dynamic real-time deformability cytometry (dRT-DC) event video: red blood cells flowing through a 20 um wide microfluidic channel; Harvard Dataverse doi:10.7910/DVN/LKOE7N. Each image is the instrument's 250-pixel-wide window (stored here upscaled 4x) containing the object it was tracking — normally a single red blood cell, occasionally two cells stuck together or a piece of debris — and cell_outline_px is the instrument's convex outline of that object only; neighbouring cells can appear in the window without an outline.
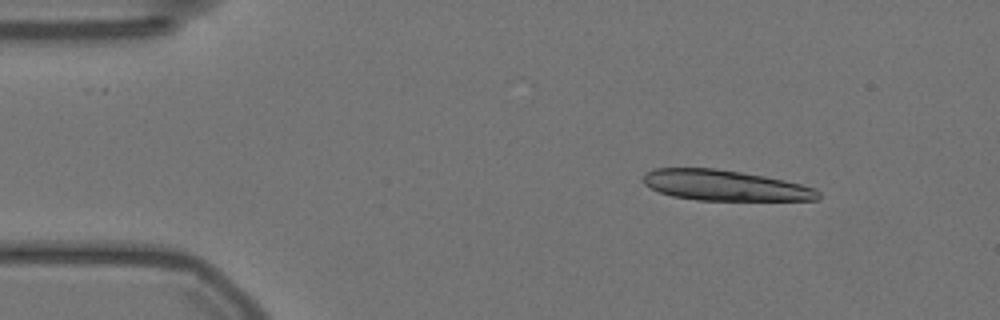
{"species": "Egyptian fruit bat (a non-hibernating species)", "species_latin": "Rousettus aegyptiacus", "temperature_condition": "warm", "stored_images_in_passage": 56, "camera_frame_rate_fps": 3000, "um_per_image_px": 0.085, "animal": {"sex": "female"}, "frame": {"image": 1, "passage_image": 6, "time_ms": 1.667, "image_size_px": [1000, 320], "cell_outline_px": [[820, 200], [696, 200], [672, 196], [660, 192], [644, 184], [644, 172], [656, 168], [716, 168], [764, 176], [784, 180], [816, 188], [820, 192]], "centroid_in_image_um": [61.63, 15.76], "position_along_channel_um": 23.4, "area_um2": 31.1}}
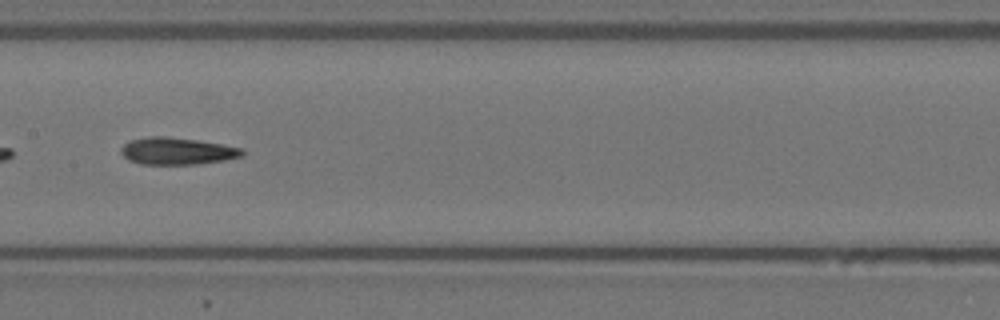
{"frame": {"image": 2, "passage_image": 27, "time_ms": 8.667, "image_size_px": [1000, 320], "cell_outline_px": [[244, 156], [224, 160], [196, 164], [140, 164], [128, 160], [120, 152], [120, 148], [124, 144], [132, 140], [148, 136], [168, 136], [196, 140], [220, 144], [240, 148], [244, 152]], "centroid_in_image_um": [15.01, 12.84], "position_along_channel_um": 192.4, "area_um2": 19.02}}
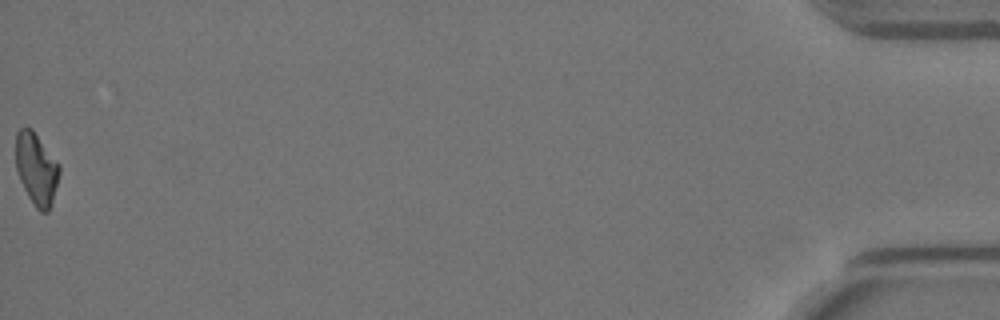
{"frame": {"image": 3, "passage_image": 56, "time_ms": 18.333, "image_size_px": [1000, 320], "cell_outline_px": [[60, 172], [52, 200], [48, 212], [40, 212], [36, 208], [28, 196], [20, 180], [16, 168], [16, 132], [20, 128], [32, 128], [60, 164]], "centroid_in_image_um": [3.09, 14.33], "position_along_channel_um": 432.1, "area_um2": 18.21}, "authors_computed_cell_mechanics": {"area_um2": 19.1896, "velocity_mm_per_s": 3.5614, "shape_relaxation_time_tau1_ms": null, "shape_relaxation_time_tau2_ms": 4.961, "deformation_change_tau1": null, "deformation_change_tau2": 0.1408}}